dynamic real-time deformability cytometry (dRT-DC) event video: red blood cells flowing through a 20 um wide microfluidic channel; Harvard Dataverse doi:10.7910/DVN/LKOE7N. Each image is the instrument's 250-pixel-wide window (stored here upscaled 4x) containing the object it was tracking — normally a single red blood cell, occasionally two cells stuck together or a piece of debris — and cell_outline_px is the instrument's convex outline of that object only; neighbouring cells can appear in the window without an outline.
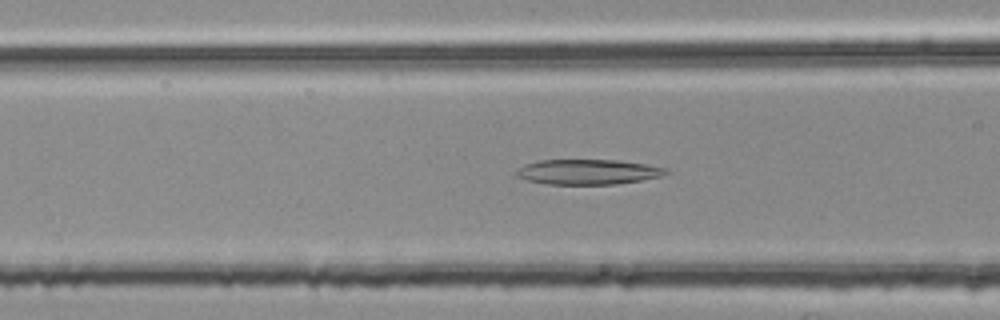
{"species": "common noctule bat (a hibernating species)", "species_latin": "Nyctalus noctula", "temperature_condition": "room temperature", "stored_images_in_passage": 54, "segment_of_instrument_passage": [2, 2], "camera_frame_rate_fps": 3000, "um_per_image_px": 0.085, "animal": {"sex": "female", "body_mass_g": 25.1}, "frame": {"image": 1, "passage_image": 21, "time_ms": 6.667, "image_size_px": [1000, 320], "cell_outline_px": [[668, 172], [660, 176], [644, 180], [616, 184], [548, 184], [528, 180], [516, 176], [512, 172], [524, 164], [540, 160], [620, 160], [648, 164], [668, 168]], "centroid_in_image_um": [49.97, 14.6], "position_along_channel_um": 116.6, "area_um2": 22.08}}
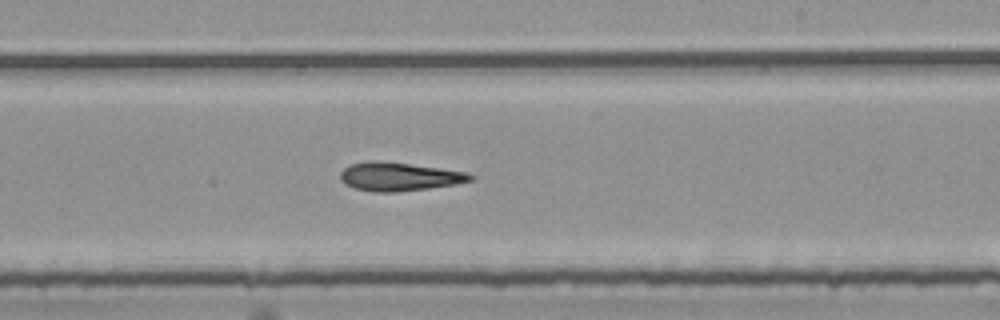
{"frame": {"image": 2, "passage_image": 32, "time_ms": 10.333, "image_size_px": [1000, 320], "cell_outline_px": [[472, 180], [452, 184], [428, 188], [396, 192], [372, 192], [356, 188], [344, 184], [340, 180], [340, 172], [344, 168], [352, 164], [376, 160], [408, 164], [464, 172], [472, 176]], "centroid_in_image_um": [33.83, 15.02], "position_along_channel_um": 255.2, "area_um2": 21.04}}
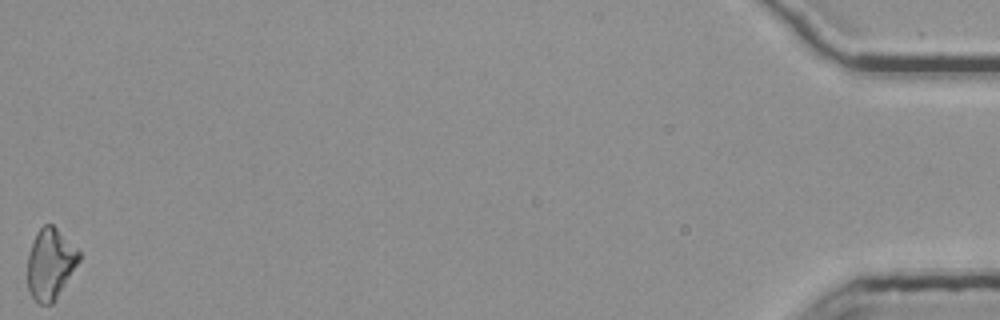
{"frame": {"image": 3, "passage_image": 54, "time_ms": 17.667, "image_size_px": [1000, 320], "cell_outline_px": [[80, 260], [52, 304], [40, 304], [32, 296], [28, 288], [28, 252], [36, 232], [44, 224], [52, 224], [80, 252]], "centroid_in_image_um": [4.26, 22.41], "position_along_channel_um": 430.9, "area_um2": 20.92}}